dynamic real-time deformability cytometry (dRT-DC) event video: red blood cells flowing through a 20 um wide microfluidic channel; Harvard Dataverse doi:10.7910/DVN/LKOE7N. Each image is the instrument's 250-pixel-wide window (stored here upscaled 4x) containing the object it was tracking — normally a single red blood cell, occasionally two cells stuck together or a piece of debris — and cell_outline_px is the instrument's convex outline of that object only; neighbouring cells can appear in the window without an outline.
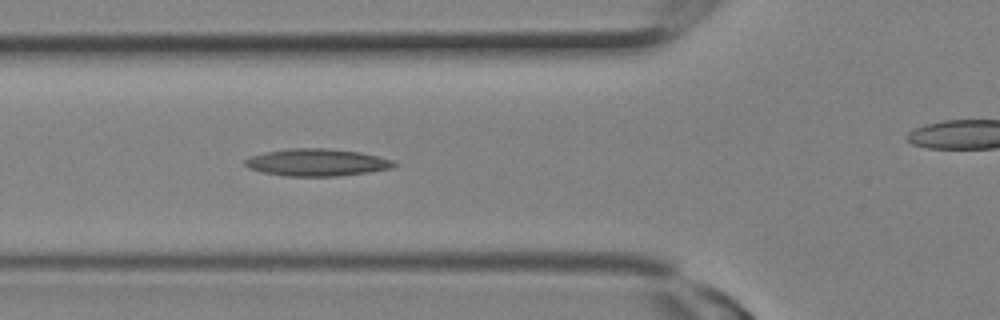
{"species": "Egyptian fruit bat (a non-hibernating species)", "species_latin": "Rousettus aegyptiacus", "temperature_condition": "room temperature", "stored_images_in_passage": 11, "segment_of_instrument_passage": [1, 2], "camera_frame_rate_fps": 3000, "um_per_image_px": 0.085, "animal": {"sex": "female"}, "frame": {"image": 1, "passage_image": 10, "time_ms": 3.0, "image_size_px": [1000, 320], "cell_outline_px": [[396, 164], [392, 168], [368, 172], [336, 176], [284, 176], [260, 172], [248, 168], [244, 164], [244, 160], [252, 156], [264, 152], [288, 148], [328, 148], [360, 152], [392, 160]], "centroid_in_image_um": [26.88, 13.8], "position_along_channel_um": 98.9, "area_um2": 23.64}}